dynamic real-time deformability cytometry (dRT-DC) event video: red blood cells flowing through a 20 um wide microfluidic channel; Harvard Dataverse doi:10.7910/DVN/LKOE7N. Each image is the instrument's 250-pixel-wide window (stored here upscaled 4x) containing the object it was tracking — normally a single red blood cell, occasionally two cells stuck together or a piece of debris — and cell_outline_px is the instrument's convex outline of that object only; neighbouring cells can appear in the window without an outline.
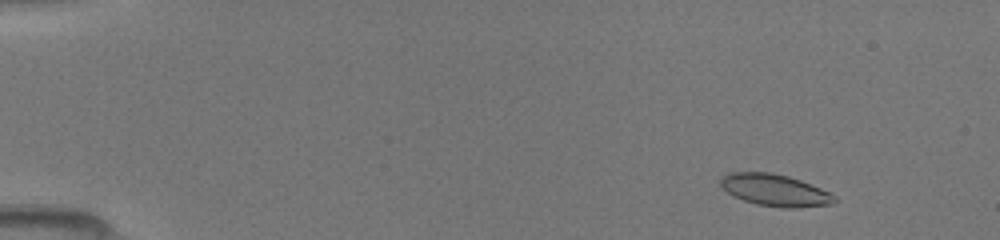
{"species": "common noctule bat (a hibernating species)", "species_latin": "Nyctalus noctula", "temperature_condition": "room temperature", "stored_images_in_passage": 49, "camera_frame_rate_fps": 3000, "um_per_image_px": 0.085, "animal": {"sex": "female", "body_mass_g": 19.5, "forearm_length_mm": 54.1}, "frame": {"image": 1, "passage_image": 5, "time_ms": 1.333, "image_size_px": [1000, 240], "cell_outline_px": [[836, 204], [796, 208], [780, 208], [756, 204], [744, 200], [728, 192], [720, 184], [720, 180], [728, 172], [772, 172], [788, 176], [800, 180], [820, 188], [836, 196]], "centroid_in_image_um": [65.91, 16.17], "position_along_channel_um": 19.1, "area_um2": 21.15}}
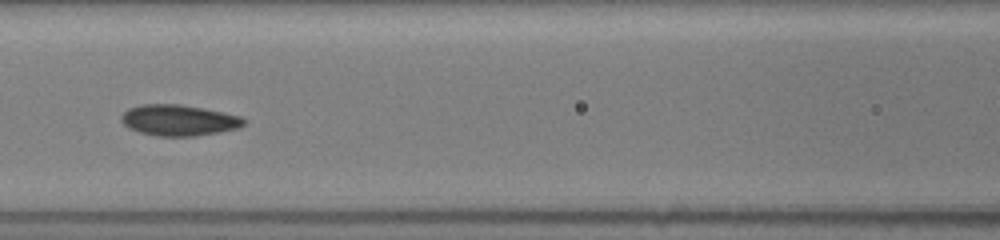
{"frame": {"image": 2, "passage_image": 23, "time_ms": 7.333, "image_size_px": [1000, 240], "cell_outline_px": [[244, 124], [240, 128], [196, 136], [156, 136], [140, 132], [128, 128], [120, 120], [120, 116], [128, 108], [140, 104], [180, 104], [204, 108], [224, 112], [240, 116], [244, 120]], "centroid_in_image_um": [15.17, 10.21], "position_along_channel_um": 151.4, "area_um2": 22.25}}
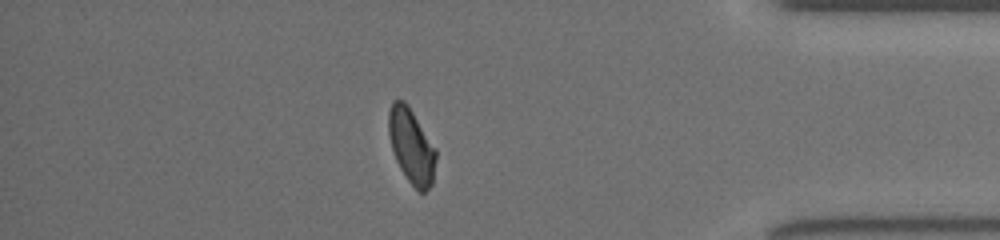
{"frame": {"image": 3, "passage_image": 43, "time_ms": 14.0, "image_size_px": [1000, 240], "cell_outline_px": [[436, 160], [432, 184], [424, 192], [420, 192], [408, 180], [400, 168], [396, 160], [392, 148], [388, 132], [388, 112], [392, 100], [404, 100], [408, 104], [436, 148]], "centroid_in_image_um": [34.97, 12.38], "position_along_channel_um": 400.2, "area_um2": 20.63}}